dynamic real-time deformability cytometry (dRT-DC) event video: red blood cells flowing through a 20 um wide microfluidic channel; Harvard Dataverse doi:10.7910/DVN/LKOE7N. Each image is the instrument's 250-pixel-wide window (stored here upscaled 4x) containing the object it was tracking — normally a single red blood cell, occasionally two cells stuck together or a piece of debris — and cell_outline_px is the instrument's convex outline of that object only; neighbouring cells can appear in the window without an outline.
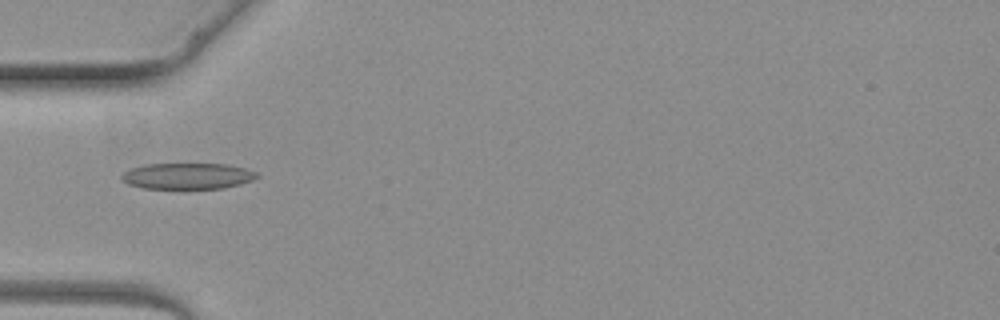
{"species": "common noctule bat (a hibernating species)", "species_latin": "Nyctalus noctula", "temperature_condition": "warm", "stored_images_in_passage": 5, "camera_frame_rate_fps": 3000, "um_per_image_px": 0.085, "animal": {"sex": "female", "body_mass_g": 19.3, "forearm_length_mm": 54.1}, "frame": {"image": 1, "passage_image": 4, "time_ms": 3.667, "image_size_px": [1000, 320], "cell_outline_px": [[260, 176], [252, 180], [240, 184], [224, 188], [144, 188], [128, 184], [120, 180], [120, 176], [128, 168], [144, 164], [228, 164], [244, 168], [256, 172]], "centroid_in_image_um": [15.9, 14.95], "position_along_channel_um": 69.1, "area_um2": 20.63}}
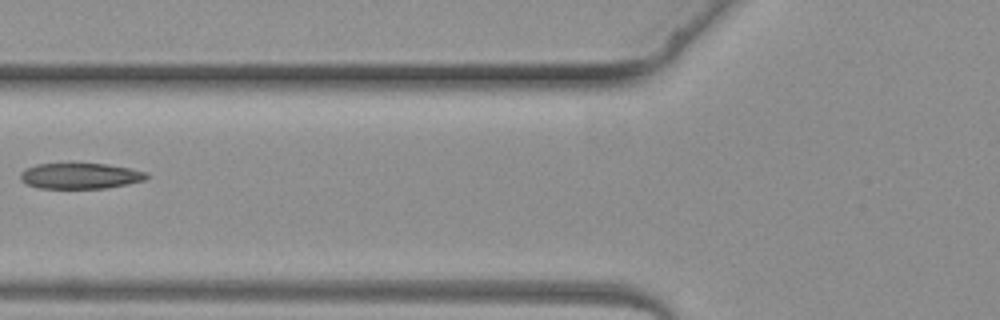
{"frame": {"image": 2, "passage_image": 5, "time_ms": 4.667, "image_size_px": [1000, 320], "cell_outline_px": [[148, 176], [144, 180], [128, 184], [108, 188], [40, 188], [28, 184], [20, 180], [20, 172], [24, 168], [36, 164], [108, 164], [148, 172]], "centroid_in_image_um": [6.81, 14.95], "position_along_channel_um": 119.0, "area_um2": 18.9}}